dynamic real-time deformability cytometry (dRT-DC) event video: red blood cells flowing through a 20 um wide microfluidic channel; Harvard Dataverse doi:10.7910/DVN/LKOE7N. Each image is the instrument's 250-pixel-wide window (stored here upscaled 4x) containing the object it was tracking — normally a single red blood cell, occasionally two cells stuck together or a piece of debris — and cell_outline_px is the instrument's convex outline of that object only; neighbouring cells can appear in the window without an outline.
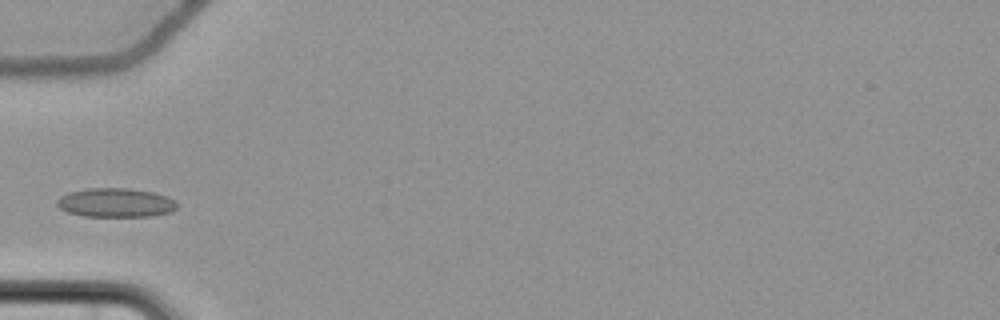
{"species": "common noctule bat (a hibernating species)", "species_latin": "Nyctalus noctula", "temperature_condition": "cold", "stored_images_in_passage": 4, "camera_frame_rate_fps": 3000, "um_per_image_px": 0.085, "animal": {"sex": "female", "body_mass_g": 22.7, "forearm_length_mm": 54.2}, "frame": {"image": 1, "passage_image": 4, "time_ms": 3.667, "image_size_px": [1000, 320], "cell_outline_px": [[180, 204], [172, 212], [152, 216], [84, 216], [68, 212], [60, 208], [56, 204], [56, 200], [60, 196], [68, 192], [88, 188], [128, 188], [156, 192], [168, 196], [176, 200]], "centroid_in_image_um": [9.88, 17.22], "position_along_channel_um": 75.1, "area_um2": 20.63}}